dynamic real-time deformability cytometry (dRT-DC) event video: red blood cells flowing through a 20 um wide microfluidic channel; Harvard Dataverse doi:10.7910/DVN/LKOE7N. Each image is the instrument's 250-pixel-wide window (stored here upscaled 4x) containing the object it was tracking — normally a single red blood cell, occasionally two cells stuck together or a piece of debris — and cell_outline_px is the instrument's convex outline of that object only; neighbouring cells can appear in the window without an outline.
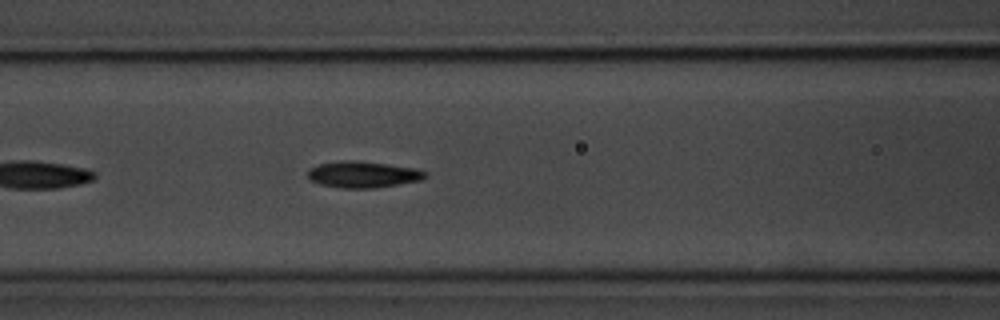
{"species": "common noctule bat (a hibernating species)", "species_latin": "Nyctalus noctula", "temperature_condition": "room temperature", "stored_images_in_passage": 28, "camera_frame_rate_fps": 3000, "um_per_image_px": 0.085, "animal": {"sex": "male", "body_mass_g": 20.1, "forearm_length_mm": 53.5}, "frame": {"image": 1, "passage_image": 9, "time_ms": 2.667, "image_size_px": [1000, 320], "cell_outline_px": [[428, 176], [420, 180], [376, 188], [340, 188], [320, 184], [308, 180], [308, 172], [312, 168], [320, 164], [344, 160], [356, 160], [416, 168], [428, 172]], "centroid_in_image_um": [30.87, 14.83], "position_along_channel_um": 135.7, "area_um2": 18.03}}
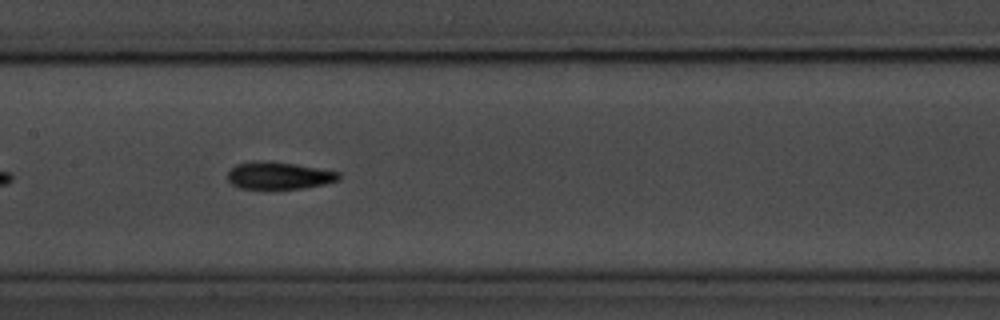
{"frame": {"image": 2, "passage_image": 13, "time_ms": 4.0, "image_size_px": [1000, 320], "cell_outline_px": [[340, 180], [324, 184], [304, 188], [240, 188], [232, 184], [228, 180], [228, 172], [236, 164], [264, 160], [268, 160], [296, 164], [340, 172]], "centroid_in_image_um": [23.73, 14.91], "position_along_channel_um": 183.7, "area_um2": 17.57}}
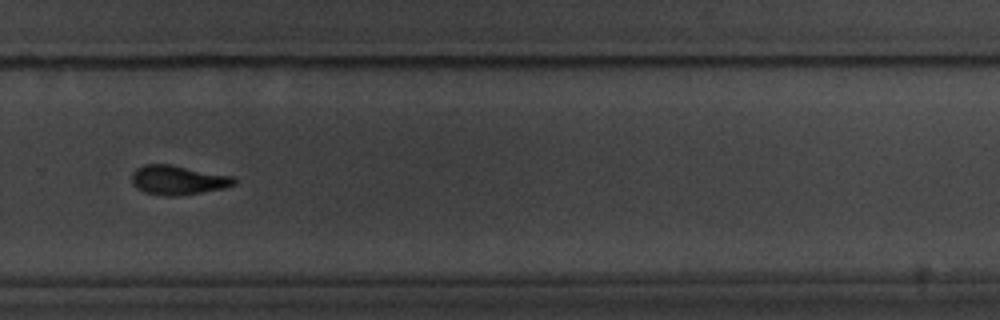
{"frame": {"image": 3, "passage_image": 24, "time_ms": 7.667, "image_size_px": [1000, 320], "cell_outline_px": [[236, 184], [224, 188], [176, 196], [164, 196], [144, 192], [136, 188], [132, 184], [132, 172], [136, 168], [144, 164], [168, 164], [232, 176], [236, 180]], "centroid_in_image_um": [15.08, 15.3], "position_along_channel_um": 314.7, "area_um2": 17.4}, "authors_computed_cell_mechanics": {"area_um2": 17.629, "velocity_mm_per_s": 3.5911, "shape_relaxation_time_tau1_ms": 3.3879, "shape_relaxation_time_tau2_ms": 4.6262, "deformation_change_tau1": 0.1297, "deformation_change_tau2": 0.1118}}